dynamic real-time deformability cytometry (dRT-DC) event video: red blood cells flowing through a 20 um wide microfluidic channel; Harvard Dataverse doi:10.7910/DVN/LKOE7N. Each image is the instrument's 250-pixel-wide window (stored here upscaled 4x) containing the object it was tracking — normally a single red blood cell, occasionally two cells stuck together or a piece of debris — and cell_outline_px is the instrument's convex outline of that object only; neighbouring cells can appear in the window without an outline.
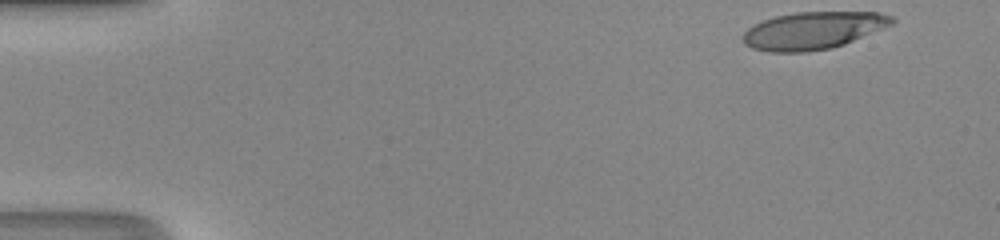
{"species": "human", "species_latin": "Homo sapiens", "temperature_condition": "room temperature", "stored_images_in_passage": 39, "camera_frame_rate_fps": 3000, "um_per_image_px": 0.085, "donor": {"sex": "male"}, "frame": {"image": 1, "passage_image": 1, "time_ms": 0.0, "image_size_px": [1000, 240], "cell_outline_px": [[896, 20], [892, 24], [844, 44], [832, 48], [804, 52], [768, 52], [752, 48], [744, 44], [740, 40], [744, 32], [748, 28], [764, 20], [776, 16], [796, 12], [880, 12], [892, 16]], "centroid_in_image_um": [69.08, 2.6], "position_along_channel_um": 15.9, "area_um2": 32.43}}
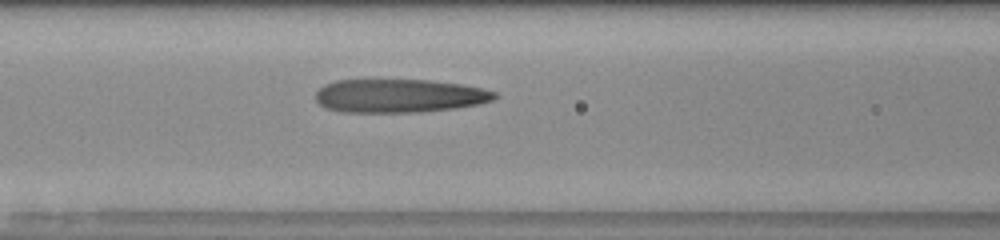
{"frame": {"image": 2, "passage_image": 19, "time_ms": 6.0, "image_size_px": [1000, 240], "cell_outline_px": [[500, 96], [496, 100], [480, 104], [456, 108], [420, 112], [340, 112], [324, 108], [316, 100], [316, 92], [324, 84], [336, 80], [428, 80], [460, 84], [484, 88], [496, 92]], "centroid_in_image_um": [33.97, 8.15], "position_along_channel_um": 132.6, "area_um2": 35.32}}
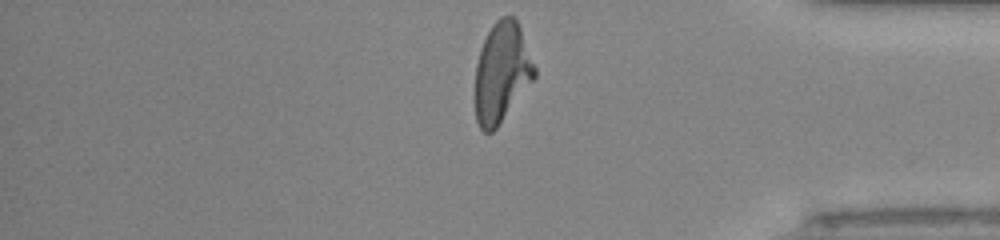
{"frame": {"image": 3, "passage_image": 39, "time_ms": 12.667, "image_size_px": [1000, 240], "cell_outline_px": [[536, 76], [496, 128], [492, 132], [484, 132], [480, 128], [476, 120], [476, 64], [480, 48], [492, 24], [500, 16], [516, 16], [536, 68]], "centroid_in_image_um": [42.65, 6.12], "position_along_channel_um": 392.5, "area_um2": 34.39}, "authors_computed_cell_mechanics": {"area_um2": 35.2002, "velocity_mm_per_s": 4.2249, "shape_relaxation_time_tau1_ms": null, "shape_relaxation_time_tau2_ms": 1.413, "deformation_change_tau1": null, "deformation_change_tau2": 0.1152}}